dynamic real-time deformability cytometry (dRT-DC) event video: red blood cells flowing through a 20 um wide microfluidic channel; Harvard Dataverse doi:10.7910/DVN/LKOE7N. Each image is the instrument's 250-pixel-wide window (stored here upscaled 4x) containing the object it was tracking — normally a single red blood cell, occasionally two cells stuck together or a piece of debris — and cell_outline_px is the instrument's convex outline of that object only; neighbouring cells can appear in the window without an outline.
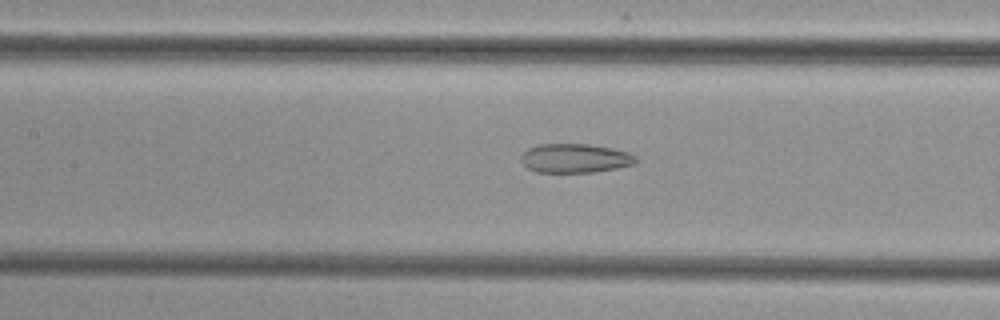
{"species": "common noctule bat (a hibernating species)", "species_latin": "Nyctalus noctula", "temperature_condition": "cold", "stored_images_in_passage": 52, "camera_frame_rate_fps": 3000, "um_per_image_px": 0.085, "animal": {"sex": "female", "body_mass_g": 29.2, "forearm_length_mm": 56.3}, "frame": {"image": 1, "passage_image": 24, "time_ms": 7.667, "image_size_px": [1000, 320], "cell_outline_px": [[636, 164], [616, 168], [592, 172], [536, 172], [528, 168], [520, 160], [520, 156], [528, 148], [536, 144], [588, 144], [612, 148], [628, 152], [636, 156]], "centroid_in_image_um": [48.86, 13.44], "position_along_channel_um": 158.5, "area_um2": 19.48}}
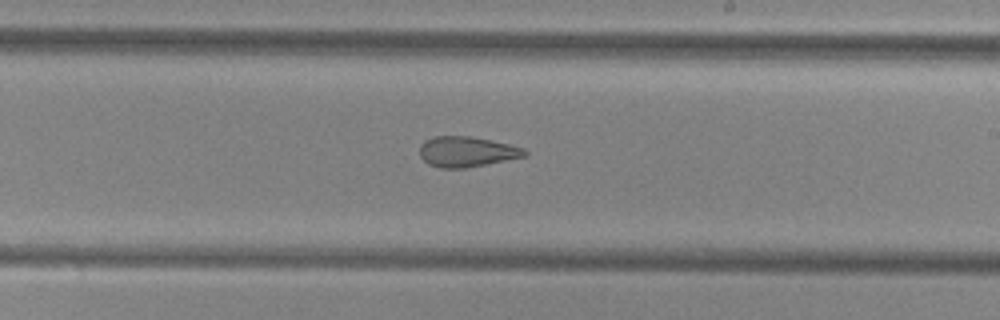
{"frame": {"image": 2, "passage_image": 31, "time_ms": 10.0, "image_size_px": [1000, 320], "cell_outline_px": [[528, 156], [464, 168], [440, 168], [428, 164], [420, 156], [420, 144], [424, 140], [432, 136], [472, 136], [508, 144], [524, 148], [528, 152]], "centroid_in_image_um": [39.66, 12.89], "position_along_channel_um": 249.3, "area_um2": 18.67}}
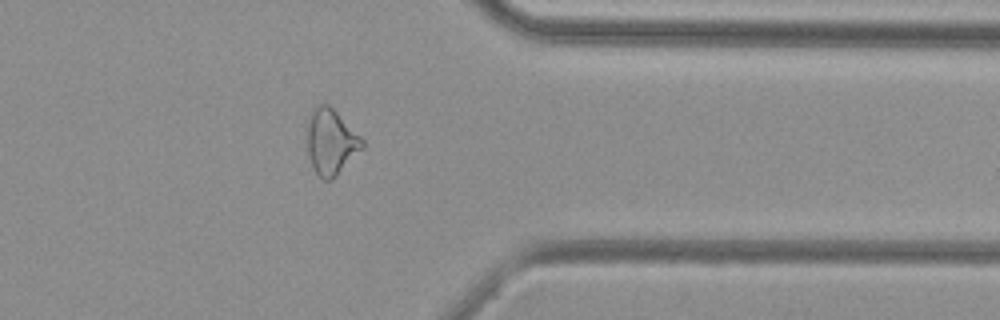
{"frame": {"image": 3, "passage_image": 42, "time_ms": 13.667, "image_size_px": [1000, 320], "cell_outline_px": [[364, 148], [332, 180], [324, 180], [312, 168], [308, 152], [308, 116], [312, 108], [316, 104], [328, 104], [364, 140]], "centroid_in_image_um": [28.13, 12.06], "position_along_channel_um": 383.3, "area_um2": 20.98}}